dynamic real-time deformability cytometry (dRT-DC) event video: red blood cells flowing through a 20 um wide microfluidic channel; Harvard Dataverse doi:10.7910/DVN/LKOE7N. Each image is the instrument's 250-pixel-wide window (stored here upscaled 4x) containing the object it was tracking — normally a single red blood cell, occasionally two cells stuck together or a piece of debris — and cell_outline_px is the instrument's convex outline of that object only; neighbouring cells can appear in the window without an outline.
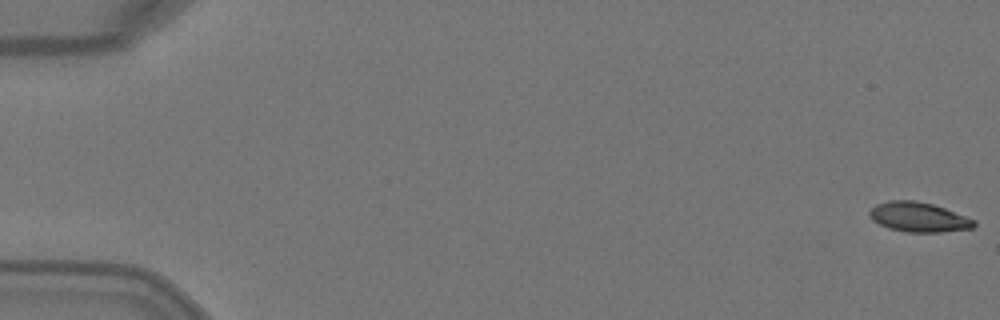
{"species": "Egyptian fruit bat (a non-hibernating species)", "species_latin": "Rousettus aegyptiacus", "temperature_condition": "warm", "stored_images_in_passage": 5, "camera_frame_rate_fps": 3000, "um_per_image_px": 0.085, "animal": {"sex": "female"}, "frame": {"image": 1, "passage_image": 1, "time_ms": 0.0, "image_size_px": [1000, 320], "cell_outline_px": [[976, 224], [972, 228], [940, 232], [904, 232], [888, 228], [872, 220], [868, 212], [876, 204], [888, 200], [916, 200], [932, 204], [944, 208], [976, 220]], "centroid_in_image_um": [78.06, 18.45], "position_along_channel_um": 6.9, "area_um2": 18.09}}